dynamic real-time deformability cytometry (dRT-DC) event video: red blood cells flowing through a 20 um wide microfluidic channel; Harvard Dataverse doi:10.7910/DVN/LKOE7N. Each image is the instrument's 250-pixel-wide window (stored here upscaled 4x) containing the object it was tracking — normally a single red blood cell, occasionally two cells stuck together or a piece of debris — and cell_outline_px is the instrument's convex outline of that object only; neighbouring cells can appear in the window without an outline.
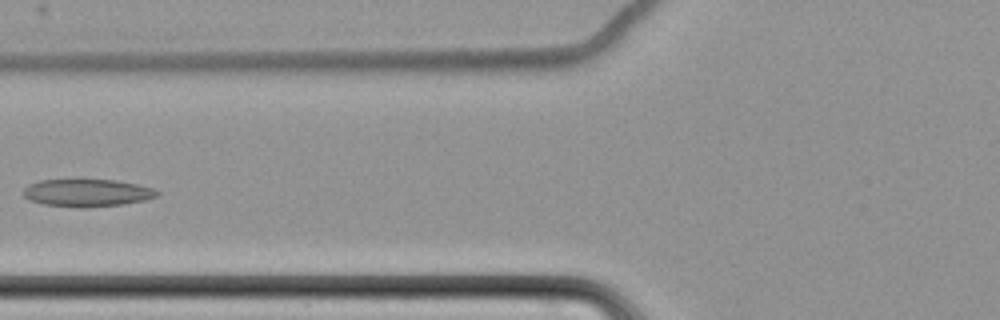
{"species": "common noctule bat (a hibernating species)", "species_latin": "Nyctalus noctula", "temperature_condition": "cold", "stored_images_in_passage": 6, "camera_frame_rate_fps": 3000, "um_per_image_px": 0.085, "animal": {"sex": "female", "body_mass_g": 22.7, "forearm_length_mm": 54.2}, "frame": {"image": 1, "passage_image": 6, "time_ms": 7.667, "image_size_px": [1000, 320], "cell_outline_px": [[160, 196], [144, 200], [124, 204], [44, 204], [28, 200], [24, 196], [24, 188], [28, 184], [40, 180], [116, 180], [136, 184], [152, 188], [160, 192]], "centroid_in_image_um": [7.43, 16.33], "position_along_channel_um": 118.4, "area_um2": 20.29}}